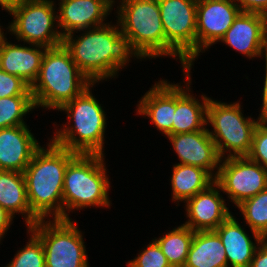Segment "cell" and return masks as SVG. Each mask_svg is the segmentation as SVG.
I'll list each match as a JSON object with an SVG mask.
<instances>
[{
	"label": "cell",
	"instance_id": "6da1fadb",
	"mask_svg": "<svg viewBox=\"0 0 267 267\" xmlns=\"http://www.w3.org/2000/svg\"><path fill=\"white\" fill-rule=\"evenodd\" d=\"M81 31L84 33L76 35L77 38L74 32L64 36L62 44L92 84L116 78L130 58L142 59L121 33L118 22Z\"/></svg>",
	"mask_w": 267,
	"mask_h": 267
},
{
	"label": "cell",
	"instance_id": "7a4b0ae2",
	"mask_svg": "<svg viewBox=\"0 0 267 267\" xmlns=\"http://www.w3.org/2000/svg\"><path fill=\"white\" fill-rule=\"evenodd\" d=\"M40 147L23 172L32 213L39 220L63 219V183L67 165L77 154L54 144Z\"/></svg>",
	"mask_w": 267,
	"mask_h": 267
},
{
	"label": "cell",
	"instance_id": "3957f363",
	"mask_svg": "<svg viewBox=\"0 0 267 267\" xmlns=\"http://www.w3.org/2000/svg\"><path fill=\"white\" fill-rule=\"evenodd\" d=\"M117 22L121 33L142 60L156 57L179 59L182 70L192 67L166 42L158 0L117 1Z\"/></svg>",
	"mask_w": 267,
	"mask_h": 267
},
{
	"label": "cell",
	"instance_id": "277c9868",
	"mask_svg": "<svg viewBox=\"0 0 267 267\" xmlns=\"http://www.w3.org/2000/svg\"><path fill=\"white\" fill-rule=\"evenodd\" d=\"M91 85L62 44L47 48L44 52L39 75L31 86V94L35 108L59 110Z\"/></svg>",
	"mask_w": 267,
	"mask_h": 267
},
{
	"label": "cell",
	"instance_id": "5b68a950",
	"mask_svg": "<svg viewBox=\"0 0 267 267\" xmlns=\"http://www.w3.org/2000/svg\"><path fill=\"white\" fill-rule=\"evenodd\" d=\"M94 85L58 110L67 114V125L56 129L50 139L54 144L75 153L105 155L106 112L91 93Z\"/></svg>",
	"mask_w": 267,
	"mask_h": 267
},
{
	"label": "cell",
	"instance_id": "8992f818",
	"mask_svg": "<svg viewBox=\"0 0 267 267\" xmlns=\"http://www.w3.org/2000/svg\"><path fill=\"white\" fill-rule=\"evenodd\" d=\"M105 155L77 153L68 163L63 183V219L88 207L109 208L110 181ZM72 210V211H71Z\"/></svg>",
	"mask_w": 267,
	"mask_h": 267
},
{
	"label": "cell",
	"instance_id": "52a82bcc",
	"mask_svg": "<svg viewBox=\"0 0 267 267\" xmlns=\"http://www.w3.org/2000/svg\"><path fill=\"white\" fill-rule=\"evenodd\" d=\"M242 112L239 101L228 104L208 100L206 124L213 127L211 131L208 128V133L221 159L247 157L250 153L253 134L261 119L245 117Z\"/></svg>",
	"mask_w": 267,
	"mask_h": 267
},
{
	"label": "cell",
	"instance_id": "ba28073f",
	"mask_svg": "<svg viewBox=\"0 0 267 267\" xmlns=\"http://www.w3.org/2000/svg\"><path fill=\"white\" fill-rule=\"evenodd\" d=\"M71 219L38 220L28 228L44 248L46 267H90L83 233Z\"/></svg>",
	"mask_w": 267,
	"mask_h": 267
},
{
	"label": "cell",
	"instance_id": "9c48e42d",
	"mask_svg": "<svg viewBox=\"0 0 267 267\" xmlns=\"http://www.w3.org/2000/svg\"><path fill=\"white\" fill-rule=\"evenodd\" d=\"M56 3L53 0H20L8 13L14 18L8 32L17 41L46 48L62 45L63 36L58 30ZM56 27V28H55Z\"/></svg>",
	"mask_w": 267,
	"mask_h": 267
},
{
	"label": "cell",
	"instance_id": "30bf717a",
	"mask_svg": "<svg viewBox=\"0 0 267 267\" xmlns=\"http://www.w3.org/2000/svg\"><path fill=\"white\" fill-rule=\"evenodd\" d=\"M158 4L166 42L194 66L197 0H158Z\"/></svg>",
	"mask_w": 267,
	"mask_h": 267
},
{
	"label": "cell",
	"instance_id": "8fae6325",
	"mask_svg": "<svg viewBox=\"0 0 267 267\" xmlns=\"http://www.w3.org/2000/svg\"><path fill=\"white\" fill-rule=\"evenodd\" d=\"M215 182L237 207L267 188V170L248 157L220 160Z\"/></svg>",
	"mask_w": 267,
	"mask_h": 267
},
{
	"label": "cell",
	"instance_id": "7c38bea8",
	"mask_svg": "<svg viewBox=\"0 0 267 267\" xmlns=\"http://www.w3.org/2000/svg\"><path fill=\"white\" fill-rule=\"evenodd\" d=\"M240 12L235 0H197L196 59L220 42Z\"/></svg>",
	"mask_w": 267,
	"mask_h": 267
},
{
	"label": "cell",
	"instance_id": "4fadbf2b",
	"mask_svg": "<svg viewBox=\"0 0 267 267\" xmlns=\"http://www.w3.org/2000/svg\"><path fill=\"white\" fill-rule=\"evenodd\" d=\"M248 59L267 56V16L240 12L220 40Z\"/></svg>",
	"mask_w": 267,
	"mask_h": 267
},
{
	"label": "cell",
	"instance_id": "5bb4252c",
	"mask_svg": "<svg viewBox=\"0 0 267 267\" xmlns=\"http://www.w3.org/2000/svg\"><path fill=\"white\" fill-rule=\"evenodd\" d=\"M58 26L62 36L95 28L105 23L115 0H58Z\"/></svg>",
	"mask_w": 267,
	"mask_h": 267
},
{
	"label": "cell",
	"instance_id": "9a60e30c",
	"mask_svg": "<svg viewBox=\"0 0 267 267\" xmlns=\"http://www.w3.org/2000/svg\"><path fill=\"white\" fill-rule=\"evenodd\" d=\"M221 188L214 181L185 203L186 220L183 225L193 231L215 230L232 213L221 195Z\"/></svg>",
	"mask_w": 267,
	"mask_h": 267
},
{
	"label": "cell",
	"instance_id": "2e32d148",
	"mask_svg": "<svg viewBox=\"0 0 267 267\" xmlns=\"http://www.w3.org/2000/svg\"><path fill=\"white\" fill-rule=\"evenodd\" d=\"M167 138L180 160L178 164L193 165L205 169L215 179L221 158L208 129L172 134L168 135Z\"/></svg>",
	"mask_w": 267,
	"mask_h": 267
},
{
	"label": "cell",
	"instance_id": "e0dca14e",
	"mask_svg": "<svg viewBox=\"0 0 267 267\" xmlns=\"http://www.w3.org/2000/svg\"><path fill=\"white\" fill-rule=\"evenodd\" d=\"M138 101L136 113L147 116L150 123L166 137L172 135L174 112L176 111V84L158 80Z\"/></svg>",
	"mask_w": 267,
	"mask_h": 267
},
{
	"label": "cell",
	"instance_id": "ac0fdd59",
	"mask_svg": "<svg viewBox=\"0 0 267 267\" xmlns=\"http://www.w3.org/2000/svg\"><path fill=\"white\" fill-rule=\"evenodd\" d=\"M27 125L0 129V170L23 173L41 147Z\"/></svg>",
	"mask_w": 267,
	"mask_h": 267
},
{
	"label": "cell",
	"instance_id": "d6986e66",
	"mask_svg": "<svg viewBox=\"0 0 267 267\" xmlns=\"http://www.w3.org/2000/svg\"><path fill=\"white\" fill-rule=\"evenodd\" d=\"M185 77L183 83L176 84V111L172 124V134H182L202 129H208L206 126L207 106L209 97L201 95V100L196 99L191 93V70L182 71ZM185 87V88H184Z\"/></svg>",
	"mask_w": 267,
	"mask_h": 267
},
{
	"label": "cell",
	"instance_id": "ffe728a7",
	"mask_svg": "<svg viewBox=\"0 0 267 267\" xmlns=\"http://www.w3.org/2000/svg\"><path fill=\"white\" fill-rule=\"evenodd\" d=\"M244 229L231 214L214 230L225 247L228 267H250L257 248L264 240L254 231H250L253 237H249Z\"/></svg>",
	"mask_w": 267,
	"mask_h": 267
},
{
	"label": "cell",
	"instance_id": "44dd1931",
	"mask_svg": "<svg viewBox=\"0 0 267 267\" xmlns=\"http://www.w3.org/2000/svg\"><path fill=\"white\" fill-rule=\"evenodd\" d=\"M46 49L40 45L13 44L5 38L0 44V69L32 86L39 75Z\"/></svg>",
	"mask_w": 267,
	"mask_h": 267
},
{
	"label": "cell",
	"instance_id": "7402d4cb",
	"mask_svg": "<svg viewBox=\"0 0 267 267\" xmlns=\"http://www.w3.org/2000/svg\"><path fill=\"white\" fill-rule=\"evenodd\" d=\"M0 206L13 217L21 214L27 229L39 220L30 209L25 178L21 172L0 170Z\"/></svg>",
	"mask_w": 267,
	"mask_h": 267
},
{
	"label": "cell",
	"instance_id": "603a6c76",
	"mask_svg": "<svg viewBox=\"0 0 267 267\" xmlns=\"http://www.w3.org/2000/svg\"><path fill=\"white\" fill-rule=\"evenodd\" d=\"M184 267H228L225 247L214 230L194 232Z\"/></svg>",
	"mask_w": 267,
	"mask_h": 267
},
{
	"label": "cell",
	"instance_id": "cb8c5ba5",
	"mask_svg": "<svg viewBox=\"0 0 267 267\" xmlns=\"http://www.w3.org/2000/svg\"><path fill=\"white\" fill-rule=\"evenodd\" d=\"M172 201L185 203L200 191L205 190L215 179L200 167L176 163L172 167Z\"/></svg>",
	"mask_w": 267,
	"mask_h": 267
},
{
	"label": "cell",
	"instance_id": "d4e9b609",
	"mask_svg": "<svg viewBox=\"0 0 267 267\" xmlns=\"http://www.w3.org/2000/svg\"><path fill=\"white\" fill-rule=\"evenodd\" d=\"M194 232L189 227L181 224L162 235V237L154 239L171 267H184Z\"/></svg>",
	"mask_w": 267,
	"mask_h": 267
},
{
	"label": "cell",
	"instance_id": "484cf974",
	"mask_svg": "<svg viewBox=\"0 0 267 267\" xmlns=\"http://www.w3.org/2000/svg\"><path fill=\"white\" fill-rule=\"evenodd\" d=\"M33 109L35 105L32 95L0 98V129L27 125L24 118Z\"/></svg>",
	"mask_w": 267,
	"mask_h": 267
},
{
	"label": "cell",
	"instance_id": "4316f807",
	"mask_svg": "<svg viewBox=\"0 0 267 267\" xmlns=\"http://www.w3.org/2000/svg\"><path fill=\"white\" fill-rule=\"evenodd\" d=\"M246 226L267 239V188L237 206Z\"/></svg>",
	"mask_w": 267,
	"mask_h": 267
},
{
	"label": "cell",
	"instance_id": "83f0119b",
	"mask_svg": "<svg viewBox=\"0 0 267 267\" xmlns=\"http://www.w3.org/2000/svg\"><path fill=\"white\" fill-rule=\"evenodd\" d=\"M30 236L24 248L17 250L12 261L4 267H46L42 242L29 230Z\"/></svg>",
	"mask_w": 267,
	"mask_h": 267
},
{
	"label": "cell",
	"instance_id": "f1b7e54d",
	"mask_svg": "<svg viewBox=\"0 0 267 267\" xmlns=\"http://www.w3.org/2000/svg\"><path fill=\"white\" fill-rule=\"evenodd\" d=\"M128 267H171L158 243L152 239L138 256L127 262Z\"/></svg>",
	"mask_w": 267,
	"mask_h": 267
},
{
	"label": "cell",
	"instance_id": "f546056e",
	"mask_svg": "<svg viewBox=\"0 0 267 267\" xmlns=\"http://www.w3.org/2000/svg\"><path fill=\"white\" fill-rule=\"evenodd\" d=\"M247 157L267 170V123L264 120L255 128L252 147Z\"/></svg>",
	"mask_w": 267,
	"mask_h": 267
},
{
	"label": "cell",
	"instance_id": "4dcf8cb0",
	"mask_svg": "<svg viewBox=\"0 0 267 267\" xmlns=\"http://www.w3.org/2000/svg\"><path fill=\"white\" fill-rule=\"evenodd\" d=\"M17 95H32L31 86L22 78L0 69V98Z\"/></svg>",
	"mask_w": 267,
	"mask_h": 267
},
{
	"label": "cell",
	"instance_id": "1f68e13d",
	"mask_svg": "<svg viewBox=\"0 0 267 267\" xmlns=\"http://www.w3.org/2000/svg\"><path fill=\"white\" fill-rule=\"evenodd\" d=\"M241 12L258 13L267 16V0H235Z\"/></svg>",
	"mask_w": 267,
	"mask_h": 267
},
{
	"label": "cell",
	"instance_id": "d6a6232c",
	"mask_svg": "<svg viewBox=\"0 0 267 267\" xmlns=\"http://www.w3.org/2000/svg\"><path fill=\"white\" fill-rule=\"evenodd\" d=\"M250 267H267V239H264L257 248Z\"/></svg>",
	"mask_w": 267,
	"mask_h": 267
},
{
	"label": "cell",
	"instance_id": "836d02e7",
	"mask_svg": "<svg viewBox=\"0 0 267 267\" xmlns=\"http://www.w3.org/2000/svg\"><path fill=\"white\" fill-rule=\"evenodd\" d=\"M14 217L0 206V243L8 232L10 225L13 224Z\"/></svg>",
	"mask_w": 267,
	"mask_h": 267
},
{
	"label": "cell",
	"instance_id": "e575fe53",
	"mask_svg": "<svg viewBox=\"0 0 267 267\" xmlns=\"http://www.w3.org/2000/svg\"><path fill=\"white\" fill-rule=\"evenodd\" d=\"M265 76H264V85H263V93H262V107L259 112V118L264 120L267 117V56L265 57Z\"/></svg>",
	"mask_w": 267,
	"mask_h": 267
},
{
	"label": "cell",
	"instance_id": "d590c367",
	"mask_svg": "<svg viewBox=\"0 0 267 267\" xmlns=\"http://www.w3.org/2000/svg\"><path fill=\"white\" fill-rule=\"evenodd\" d=\"M20 0H0L2 10L9 12Z\"/></svg>",
	"mask_w": 267,
	"mask_h": 267
},
{
	"label": "cell",
	"instance_id": "8d00e7d4",
	"mask_svg": "<svg viewBox=\"0 0 267 267\" xmlns=\"http://www.w3.org/2000/svg\"><path fill=\"white\" fill-rule=\"evenodd\" d=\"M1 27H3V26H1V24H0V44L6 38V35L4 34L5 30H3V28H1Z\"/></svg>",
	"mask_w": 267,
	"mask_h": 267
}]
</instances>
